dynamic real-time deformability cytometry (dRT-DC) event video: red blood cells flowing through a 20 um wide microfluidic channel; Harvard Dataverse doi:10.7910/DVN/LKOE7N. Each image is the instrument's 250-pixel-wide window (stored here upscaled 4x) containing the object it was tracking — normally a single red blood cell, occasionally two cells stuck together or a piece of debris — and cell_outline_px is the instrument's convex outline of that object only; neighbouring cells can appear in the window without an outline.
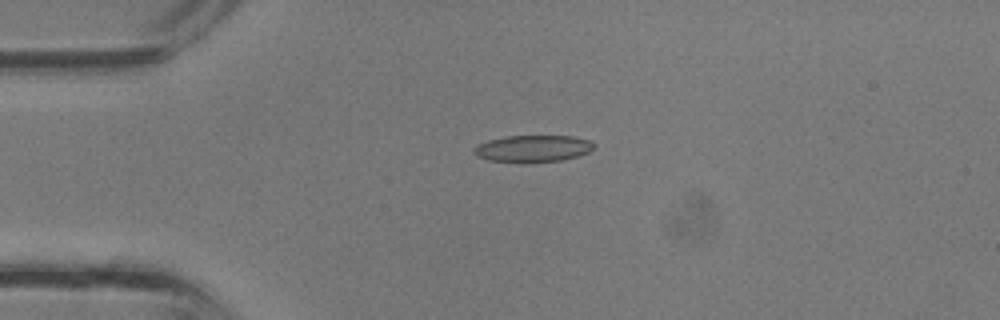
{"species": "common noctule bat (a hibernating species)", "species_latin": "Nyctalus noctula", "temperature_condition": "room temperature", "stored_images_in_passage": 28, "camera_frame_rate_fps": 3000, "um_per_image_px": 0.085, "animal": {"sex": "male", "body_mass_g": 13.3}, "frame": {"image": 1, "passage_image": 1, "time_ms": 0.0, "image_size_px": [1000, 320], "cell_outline_px": [[596, 144], [588, 152], [576, 156], [560, 160], [488, 160], [476, 156], [472, 152], [476, 144], [488, 140], [504, 136], [572, 136], [592, 140]], "centroid_in_image_um": [45.29, 12.58], "position_along_channel_um": 39.7, "area_um2": 18.15}}
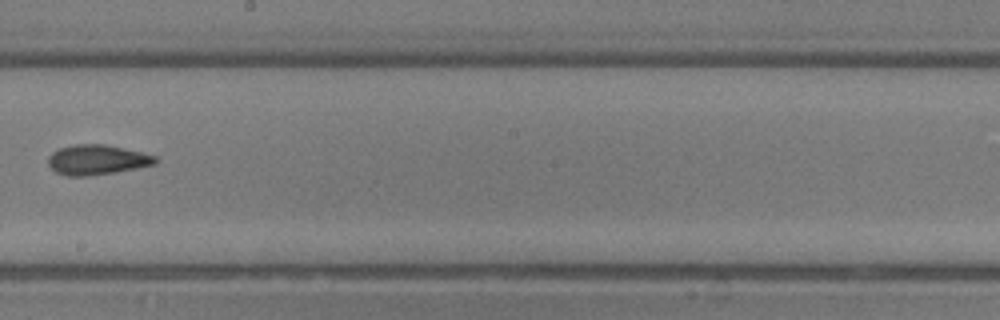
{"frame": {"image": 2, "passage_image": 13, "time_ms": 4.0, "image_size_px": [1000, 320], "cell_outline_px": [[160, 160], [156, 164], [116, 172], [88, 176], [68, 176], [56, 172], [48, 164], [48, 156], [52, 152], [60, 148], [76, 144], [104, 144], [140, 152], [156, 156]], "centroid_in_image_um": [8.25, 13.58], "position_along_channel_um": 240.0, "area_um2": 18.67}}
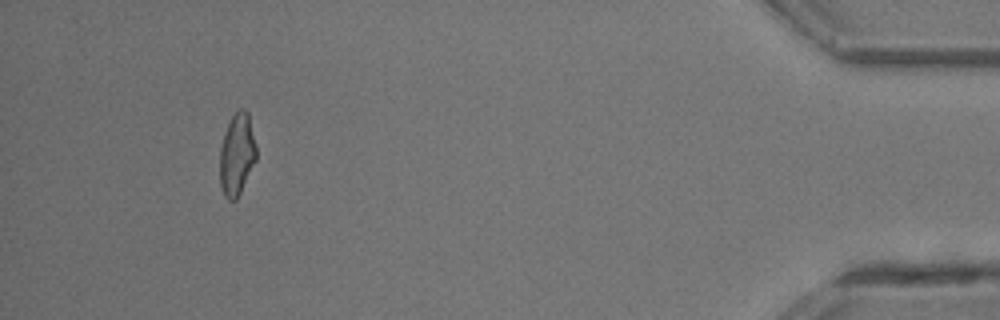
{"frame": {"image": 3, "passage_image": 26, "time_ms": 8.333, "image_size_px": [1000, 320], "cell_outline_px": [[256, 160], [236, 200], [228, 200], [224, 196], [220, 184], [220, 148], [228, 124], [232, 116], [240, 108], [244, 108], [248, 112], [256, 144]], "centroid_in_image_um": [20.14, 13.13], "position_along_channel_um": 415.1, "area_um2": 17.28}}